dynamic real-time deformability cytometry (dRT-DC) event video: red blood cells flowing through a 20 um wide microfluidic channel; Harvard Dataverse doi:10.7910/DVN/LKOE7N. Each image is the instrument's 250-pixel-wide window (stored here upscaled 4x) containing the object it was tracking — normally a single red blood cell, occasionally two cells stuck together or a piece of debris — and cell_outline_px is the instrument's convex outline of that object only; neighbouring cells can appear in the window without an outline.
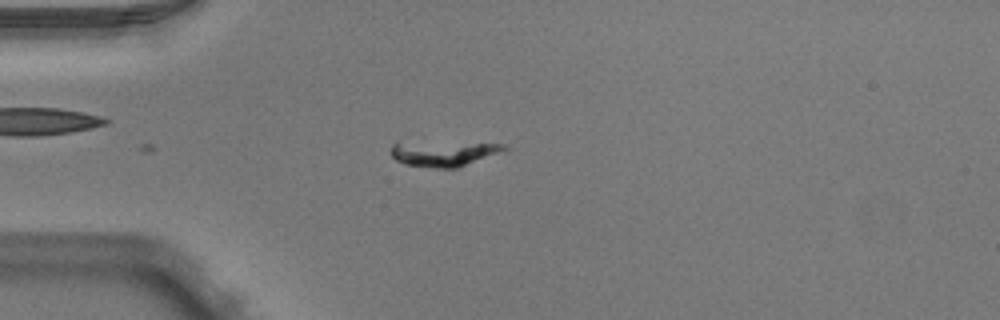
{"species": "Egyptian fruit bat (a non-hibernating species)", "species_latin": "Rousettus aegyptiacus", "temperature_condition": "warm", "stored_images_in_passage": 21, "camera_frame_rate_fps": 3000, "um_per_image_px": 0.085, "animal": {"sex": "male"}, "frame": {"image": 1, "passage_image": 4, "time_ms": 1.0, "image_size_px": [1000, 320], "cell_outline_px": [[508, 148], [456, 168], [436, 168], [404, 164], [396, 160], [392, 156], [392, 144], [504, 144]], "centroid_in_image_um": [37.66, 13.1], "position_along_channel_um": 47.3, "area_um2": 15.2}}